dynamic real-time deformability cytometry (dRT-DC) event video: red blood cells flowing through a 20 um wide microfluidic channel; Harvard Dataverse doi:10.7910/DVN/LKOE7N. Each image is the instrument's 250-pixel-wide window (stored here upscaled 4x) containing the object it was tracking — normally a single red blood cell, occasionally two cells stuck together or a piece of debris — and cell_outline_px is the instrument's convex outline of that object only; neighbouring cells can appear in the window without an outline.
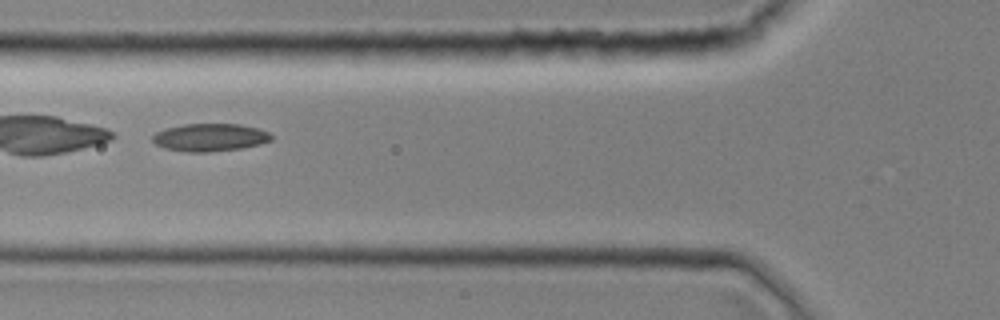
{"species": "common noctule bat (a hibernating species)", "species_latin": "Nyctalus noctula", "temperature_condition": "room temperature", "stored_images_in_passage": 42, "camera_frame_rate_fps": 3000, "um_per_image_px": 0.085, "animal": {"sex": "female", "body_mass_g": 19.0, "forearm_length_mm": 51.5}, "frame": {"image": 1, "passage_image": 16, "time_ms": 5.0, "image_size_px": [1000, 320], "cell_outline_px": [[272, 140], [260, 144], [240, 148], [208, 152], [188, 152], [164, 148], [156, 144], [152, 140], [152, 136], [156, 132], [164, 128], [184, 124], [240, 124], [256, 128], [268, 132], [272, 136]], "centroid_in_image_um": [17.82, 11.67], "position_along_channel_um": 108.0, "area_um2": 19.13}}
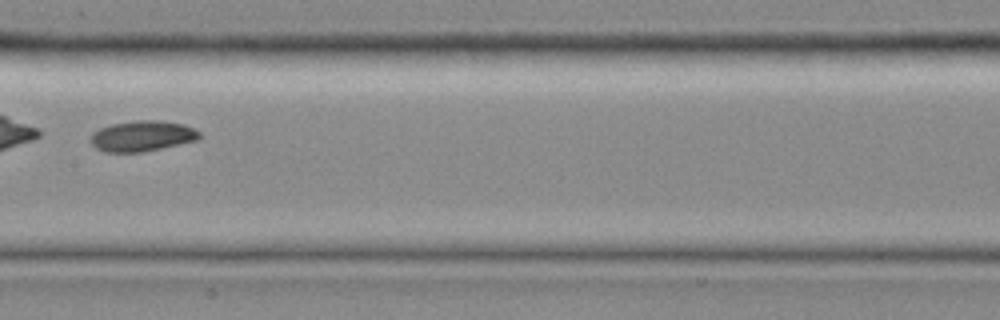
{"frame": {"image": 2, "passage_image": 22, "time_ms": 7.0, "image_size_px": [1000, 320], "cell_outline_px": [[204, 136], [200, 140], [144, 152], [104, 152], [96, 148], [88, 140], [92, 132], [100, 128], [112, 124], [136, 120], [156, 120], [184, 124], [196, 128]], "centroid_in_image_um": [12.13, 11.57], "position_along_channel_um": 195.3, "area_um2": 19.88}}
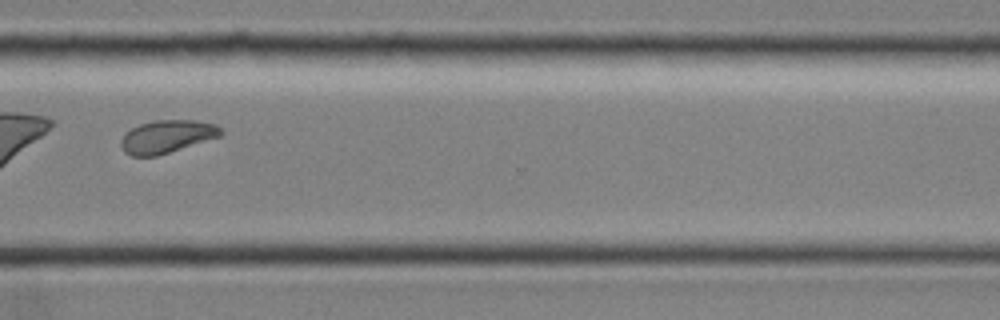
{"frame": {"image": 3, "passage_image": 33, "time_ms": 10.667, "image_size_px": [1000, 320], "cell_outline_px": [[224, 132], [220, 136], [156, 156], [132, 156], [124, 152], [120, 144], [120, 140], [124, 132], [140, 124], [156, 120], [196, 120], [216, 124]], "centroid_in_image_um": [14.16, 11.6], "position_along_channel_um": 356.4, "area_um2": 19.07}}